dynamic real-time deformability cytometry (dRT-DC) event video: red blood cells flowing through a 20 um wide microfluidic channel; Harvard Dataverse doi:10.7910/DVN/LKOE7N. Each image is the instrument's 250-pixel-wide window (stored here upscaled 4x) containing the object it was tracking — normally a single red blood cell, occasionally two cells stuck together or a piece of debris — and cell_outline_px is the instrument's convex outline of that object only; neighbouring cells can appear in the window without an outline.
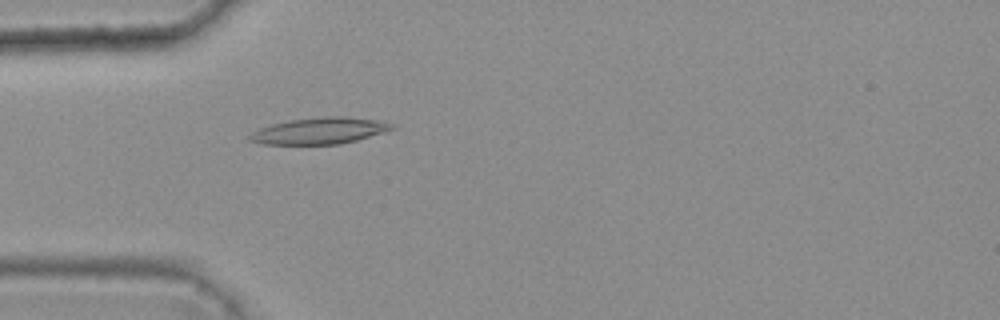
{"species": "common noctule bat (a hibernating species)", "species_latin": "Nyctalus noctula", "temperature_condition": "warm", "stored_images_in_passage": 4, "camera_frame_rate_fps": 3000, "um_per_image_px": 0.085, "animal": {"sex": "female", "body_mass_g": 25.1}, "frame": {"image": 1, "passage_image": 4, "time_ms": 1.0, "image_size_px": [1000, 320], "cell_outline_px": [[396, 128], [384, 132], [356, 140], [340, 144], [260, 144], [248, 140], [248, 136], [252, 132], [260, 128], [272, 124], [288, 120], [324, 116], [348, 116], [384, 120], [396, 124]], "centroid_in_image_um": [27.22, 11.1], "position_along_channel_um": 57.8, "area_um2": 22.25}}